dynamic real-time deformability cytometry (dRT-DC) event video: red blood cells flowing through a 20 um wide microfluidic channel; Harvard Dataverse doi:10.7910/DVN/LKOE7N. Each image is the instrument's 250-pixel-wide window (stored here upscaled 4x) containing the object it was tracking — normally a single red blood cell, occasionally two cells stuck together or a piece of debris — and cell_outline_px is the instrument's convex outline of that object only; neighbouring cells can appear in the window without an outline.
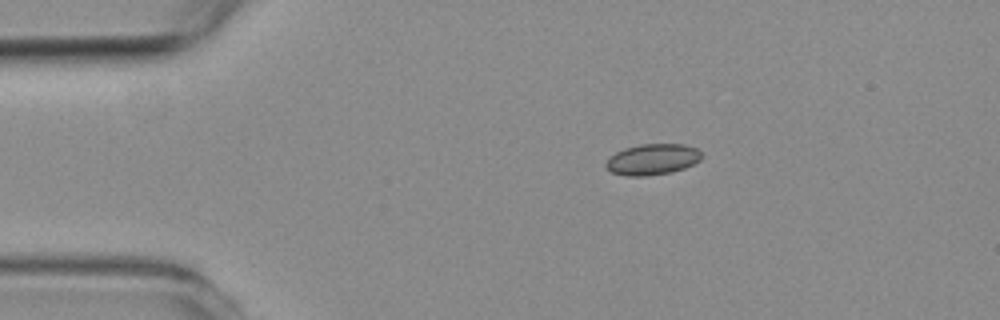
{"species": "common noctule bat (a hibernating species)", "species_latin": "Nyctalus noctula", "temperature_condition": "room temperature", "stored_images_in_passage": 5, "camera_frame_rate_fps": 3000, "um_per_image_px": 0.085, "animal": {"sex": "female", "body_mass_g": 19.3, "forearm_length_mm": 54.1}, "frame": {"image": 1, "passage_image": 1, "time_ms": 0.0, "image_size_px": [1000, 320], "cell_outline_px": [[700, 160], [684, 168], [672, 172], [648, 176], [628, 176], [612, 172], [604, 164], [616, 152], [624, 148], [640, 144], [684, 144], [696, 148], [700, 152]], "centroid_in_image_um": [55.46, 13.54], "position_along_channel_um": 29.5, "area_um2": 17.11}}
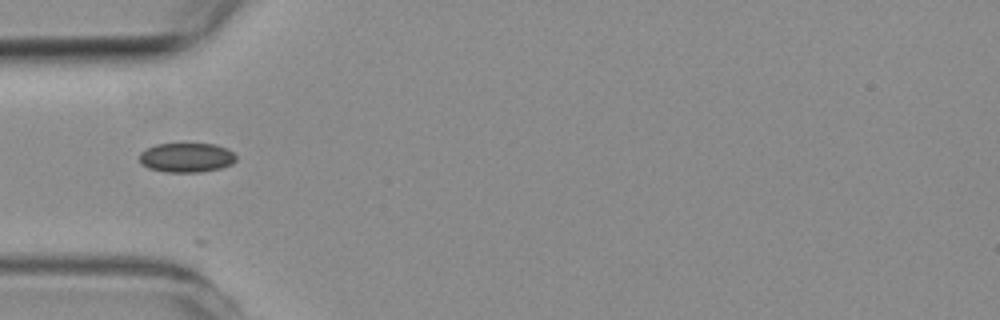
{"frame": {"image": 2, "passage_image": 3, "time_ms": 2.333, "image_size_px": [1000, 320], "cell_outline_px": [[236, 160], [232, 164], [220, 168], [200, 172], [168, 172], [148, 168], [140, 160], [140, 152], [156, 144], [216, 144], [228, 148], [236, 156]], "centroid_in_image_um": [15.89, 13.39], "position_along_channel_um": 69.1, "area_um2": 16.47}}
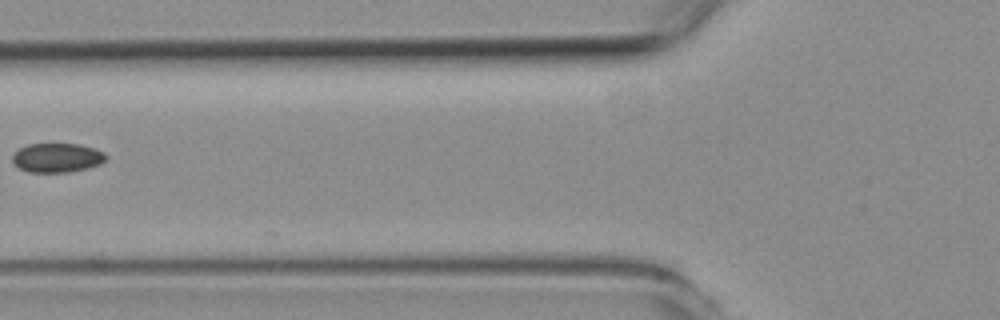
{"frame": {"image": 3, "passage_image": 4, "time_ms": 3.667, "image_size_px": [1000, 320], "cell_outline_px": [[108, 156], [100, 164], [88, 168], [68, 172], [28, 172], [20, 168], [12, 160], [12, 156], [20, 148], [28, 144], [80, 144], [104, 152]], "centroid_in_image_um": [4.87, 13.41], "position_along_channel_um": 120.9, "area_um2": 15.78}}